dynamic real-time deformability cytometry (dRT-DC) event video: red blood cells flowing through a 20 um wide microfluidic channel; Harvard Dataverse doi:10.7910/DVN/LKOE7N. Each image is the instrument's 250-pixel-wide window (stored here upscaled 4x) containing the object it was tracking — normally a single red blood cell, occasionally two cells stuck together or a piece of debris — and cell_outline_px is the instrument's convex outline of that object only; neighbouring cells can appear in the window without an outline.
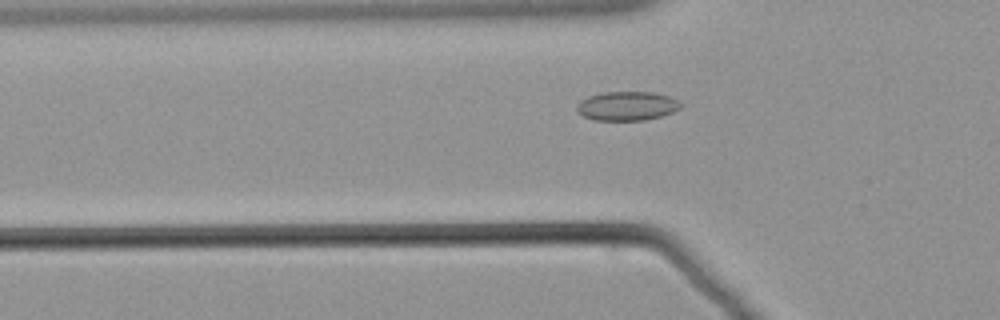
{"species": "common noctule bat (a hibernating species)", "species_latin": "Nyctalus noctula", "temperature_condition": "warm", "stored_images_in_passage": 51, "segment_of_instrument_passage": [1, 2], "camera_frame_rate_fps": 3000, "um_per_image_px": 0.085, "animal": {"sex": "male", "body_mass_g": 21.5, "forearm_length_mm": 52.0}, "frame": {"image": 1, "passage_image": 11, "time_ms": 3.333, "image_size_px": [1000, 320], "cell_outline_px": [[672, 108], [668, 112], [656, 116], [636, 120], [600, 120], [588, 116], [580, 112], [584, 100], [592, 96], [616, 92], [640, 92], [664, 96]], "centroid_in_image_um": [53.14, 9.02], "position_along_channel_um": 72.7, "area_um2": 14.97}}
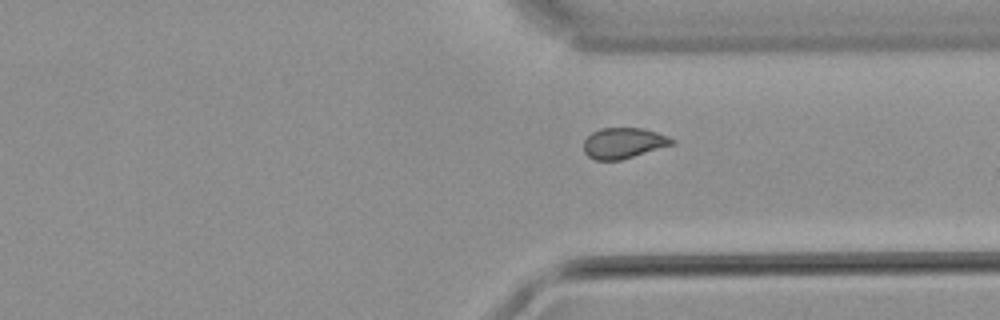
{"frame": {"image": 2, "passage_image": 35, "time_ms": 11.333, "image_size_px": [1000, 320], "cell_outline_px": [[672, 144], [616, 160], [596, 160], [588, 156], [584, 148], [584, 144], [588, 136], [604, 128], [636, 128], [652, 132], [664, 136], [672, 140]], "centroid_in_image_um": [52.91, 12.16], "position_along_channel_um": 358.5, "area_um2": 14.62}}
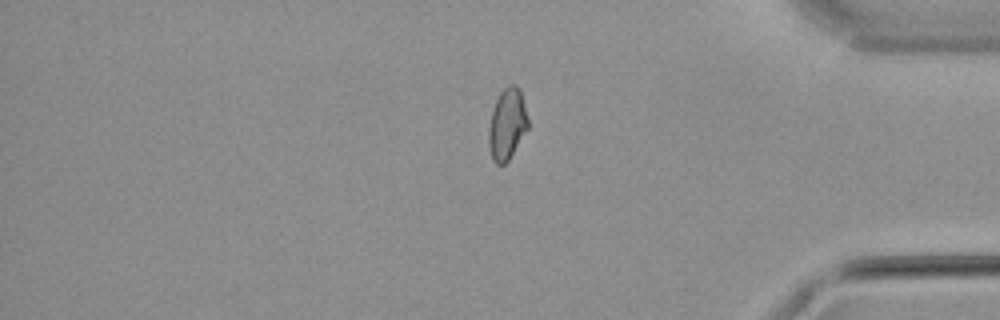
{"frame": {"image": 3, "passage_image": 40, "time_ms": 13.0, "image_size_px": [1000, 320], "cell_outline_px": [[528, 128], [508, 160], [504, 164], [500, 164], [492, 156], [492, 112], [500, 96], [508, 88], [516, 88], [520, 92], [528, 120]], "centroid_in_image_um": [43.18, 10.6], "position_along_channel_um": 392.0, "area_um2": 14.33}}